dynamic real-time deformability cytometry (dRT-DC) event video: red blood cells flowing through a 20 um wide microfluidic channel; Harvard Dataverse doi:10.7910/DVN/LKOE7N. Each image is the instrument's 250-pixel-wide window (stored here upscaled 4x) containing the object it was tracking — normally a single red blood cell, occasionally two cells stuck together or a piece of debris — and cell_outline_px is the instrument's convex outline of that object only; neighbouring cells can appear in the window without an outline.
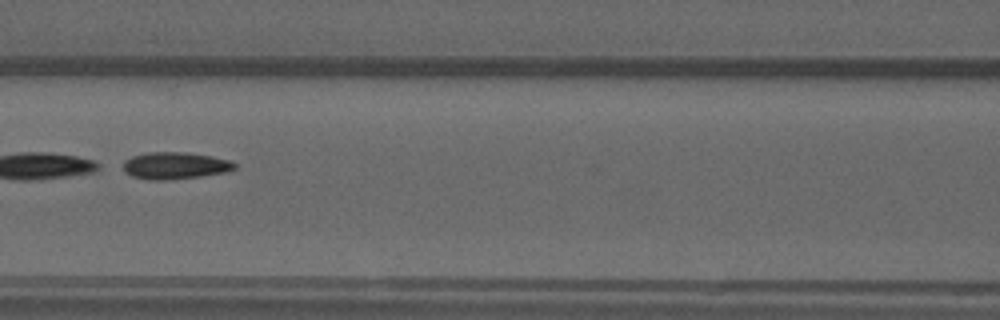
{"species": "common noctule bat (a hibernating species)", "species_latin": "Nyctalus noctula", "temperature_condition": "warm", "stored_images_in_passage": 36, "camera_frame_rate_fps": 3000, "um_per_image_px": 0.085, "animal": {"sex": "male", "forearm_length_mm": 52.5}, "frame": {"image": 1, "passage_image": 14, "time_ms": 4.333, "image_size_px": [1000, 320], "cell_outline_px": [[236, 168], [224, 172], [200, 176], [168, 180], [148, 180], [132, 176], [124, 172], [124, 160], [132, 156], [148, 152], [188, 152], [212, 156], [232, 160], [236, 164]], "centroid_in_image_um": [14.88, 14.07], "position_along_channel_um": 151.7, "area_um2": 17.63}}